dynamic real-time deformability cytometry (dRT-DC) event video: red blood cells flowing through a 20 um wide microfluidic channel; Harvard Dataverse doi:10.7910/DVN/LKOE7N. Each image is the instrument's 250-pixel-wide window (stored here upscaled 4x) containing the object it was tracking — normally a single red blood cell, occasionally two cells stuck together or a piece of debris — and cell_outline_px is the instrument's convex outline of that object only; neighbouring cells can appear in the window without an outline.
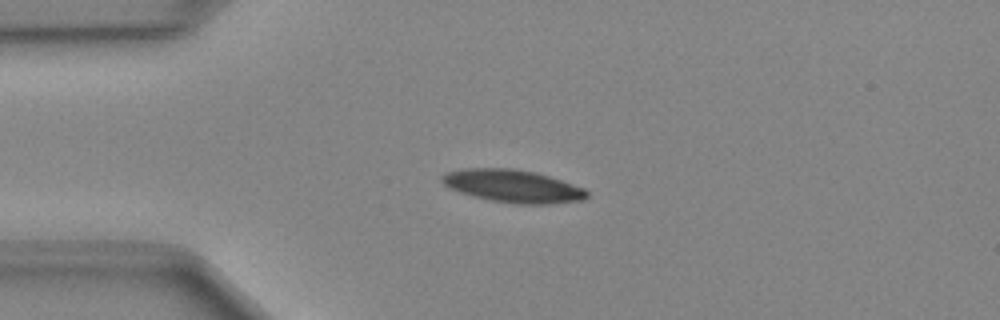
{"species": "Egyptian fruit bat (a non-hibernating species)", "species_latin": "Rousettus aegyptiacus", "temperature_condition": "cold", "stored_images_in_passage": 44, "camera_frame_rate_fps": 3000, "um_per_image_px": 0.085, "animal": {"sex": "female"}, "frame": {"image": 1, "passage_image": 11, "time_ms": 3.333, "image_size_px": [1000, 320], "cell_outline_px": [[588, 196], [584, 200], [548, 204], [516, 204], [492, 200], [472, 196], [460, 192], [444, 184], [440, 180], [440, 176], [444, 172], [464, 168], [516, 168], [536, 172], [584, 188], [588, 192]], "centroid_in_image_um": [43.57, 15.81], "position_along_channel_um": 41.4, "area_um2": 27.69}}
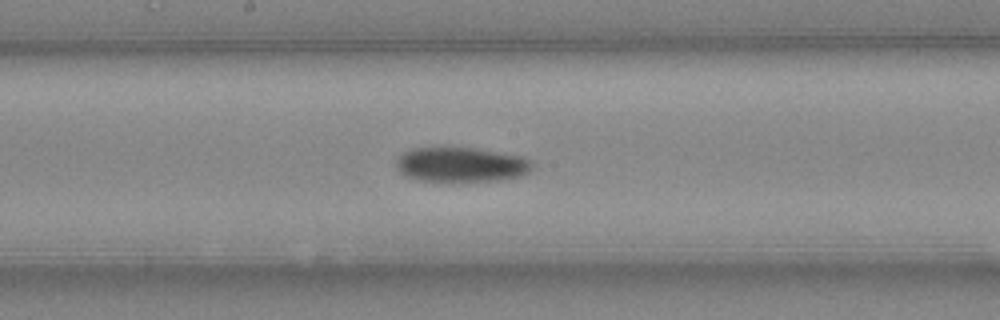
{"frame": {"image": 2, "passage_image": 25, "time_ms": 8.0, "image_size_px": [1000, 320], "cell_outline_px": [[532, 168], [528, 172], [520, 176], [500, 180], [460, 184], [444, 184], [416, 180], [404, 176], [396, 168], [396, 160], [404, 152], [412, 148], [476, 148], [520, 156], [532, 160]], "centroid_in_image_um": [39.15, 14.06], "position_along_channel_um": 209.0, "area_um2": 28.61}}
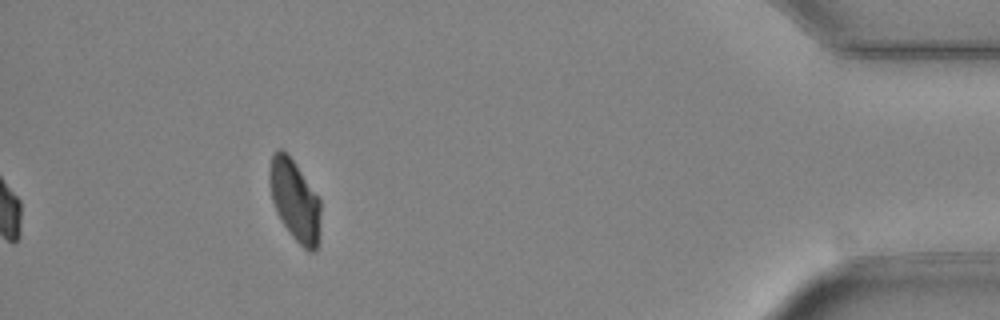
{"frame": {"image": 3, "passage_image": 44, "time_ms": 14.333, "image_size_px": [1000, 320], "cell_outline_px": [[320, 212], [316, 252], [308, 252], [292, 236], [276, 212], [272, 200], [268, 180], [268, 172], [272, 156], [280, 148], [292, 160], [320, 200]], "centroid_in_image_um": [25.03, 17.05], "position_along_channel_um": 410.2, "area_um2": 23.52}}